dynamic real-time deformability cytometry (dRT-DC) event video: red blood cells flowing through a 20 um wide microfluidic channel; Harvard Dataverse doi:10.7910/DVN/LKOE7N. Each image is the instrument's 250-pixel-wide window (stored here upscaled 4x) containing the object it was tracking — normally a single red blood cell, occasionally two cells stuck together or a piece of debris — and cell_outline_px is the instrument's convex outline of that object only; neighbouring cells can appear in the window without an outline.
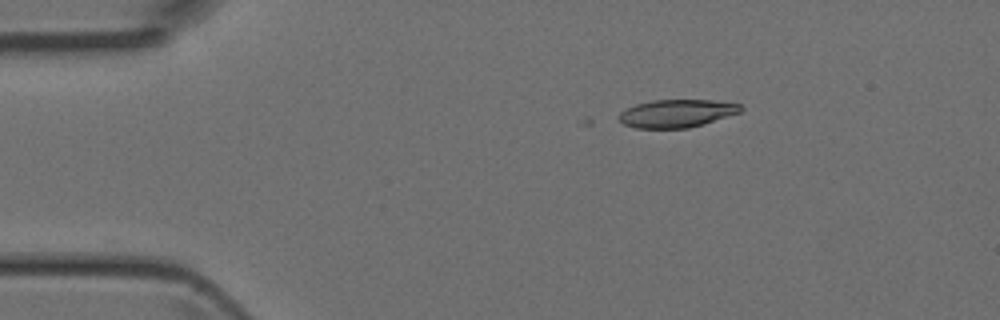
{"species": "Egyptian fruit bat (a non-hibernating species)", "species_latin": "Rousettus aegyptiacus", "temperature_condition": "room temperature", "stored_images_in_passage": 39, "camera_frame_rate_fps": 3000, "um_per_image_px": 0.085, "animal": {"sex": "female"}, "frame": {"image": 1, "passage_image": 1, "time_ms": 0.0, "image_size_px": [1000, 320], "cell_outline_px": [[744, 108], [740, 112], [704, 124], [688, 128], [636, 128], [624, 124], [616, 116], [620, 112], [636, 104], [652, 100], [712, 100], [740, 104]], "centroid_in_image_um": [57.52, 9.64], "position_along_channel_um": 27.5, "area_um2": 19.77}}
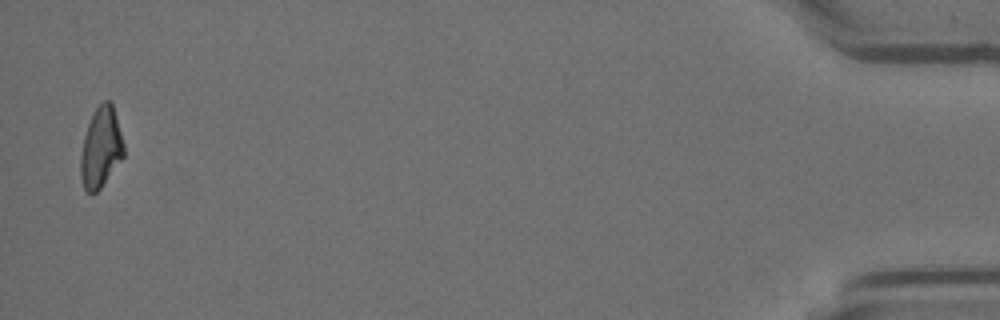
{"frame": {"image": 2, "passage_image": 39, "time_ms": 12.667, "image_size_px": [1000, 320], "cell_outline_px": [[124, 156], [100, 188], [96, 192], [88, 192], [84, 188], [80, 176], [80, 156], [84, 136], [88, 124], [96, 108], [104, 100], [108, 100], [112, 104], [124, 144]], "centroid_in_image_um": [8.56, 12.56], "position_along_channel_um": 426.6, "area_um2": 19.88}}